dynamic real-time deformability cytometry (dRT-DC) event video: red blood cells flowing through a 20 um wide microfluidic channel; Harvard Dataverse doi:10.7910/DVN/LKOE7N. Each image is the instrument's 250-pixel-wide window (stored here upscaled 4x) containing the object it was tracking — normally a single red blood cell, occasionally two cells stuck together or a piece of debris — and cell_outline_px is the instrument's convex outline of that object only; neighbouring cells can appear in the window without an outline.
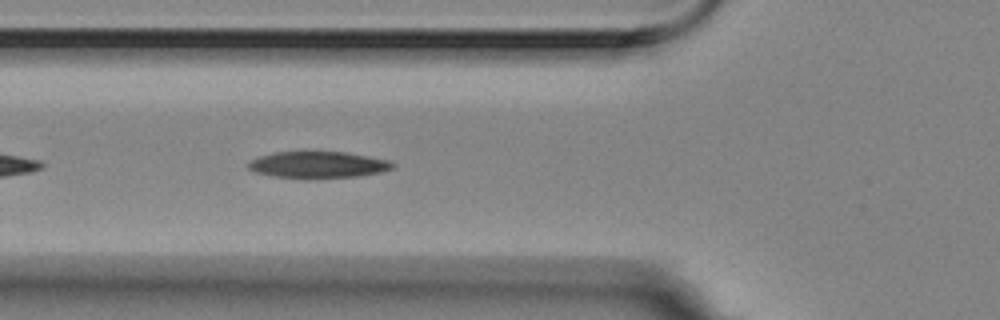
{"species": "Egyptian fruit bat (a non-hibernating species)", "species_latin": "Rousettus aegyptiacus", "temperature_condition": "room temperature", "stored_images_in_passage": 19, "camera_frame_rate_fps": 3000, "um_per_image_px": 0.085, "animal": {"sex": "female"}, "frame": {"image": 1, "passage_image": 6, "time_ms": 1.667, "image_size_px": [1000, 320], "cell_outline_px": [[396, 164], [392, 168], [380, 172], [360, 176], [308, 180], [304, 180], [272, 176], [256, 172], [248, 168], [248, 164], [252, 160], [260, 156], [276, 152], [348, 152], [388, 160]], "centroid_in_image_um": [27.04, 14.03], "position_along_channel_um": 98.8, "area_um2": 22.72}}
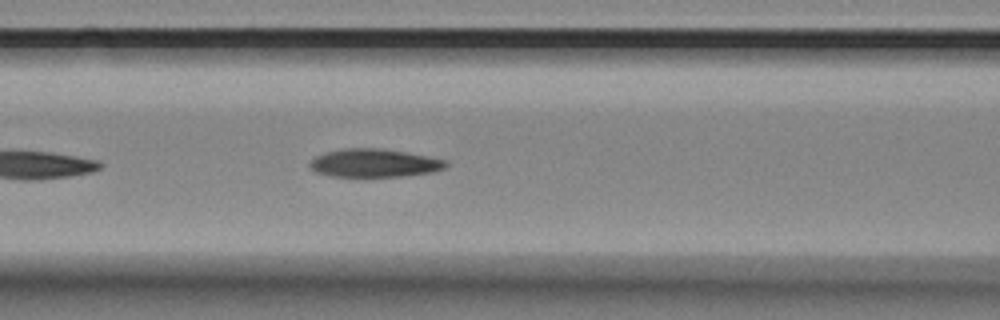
{"frame": {"image": 2, "passage_image": 9, "time_ms": 2.667, "image_size_px": [1000, 320], "cell_outline_px": [[448, 164], [444, 168], [432, 172], [400, 176], [332, 176], [316, 172], [308, 164], [316, 156], [328, 152], [344, 148], [380, 148], [428, 156], [444, 160]], "centroid_in_image_um": [31.81, 13.85], "position_along_channel_um": 134.8, "area_um2": 21.96}}